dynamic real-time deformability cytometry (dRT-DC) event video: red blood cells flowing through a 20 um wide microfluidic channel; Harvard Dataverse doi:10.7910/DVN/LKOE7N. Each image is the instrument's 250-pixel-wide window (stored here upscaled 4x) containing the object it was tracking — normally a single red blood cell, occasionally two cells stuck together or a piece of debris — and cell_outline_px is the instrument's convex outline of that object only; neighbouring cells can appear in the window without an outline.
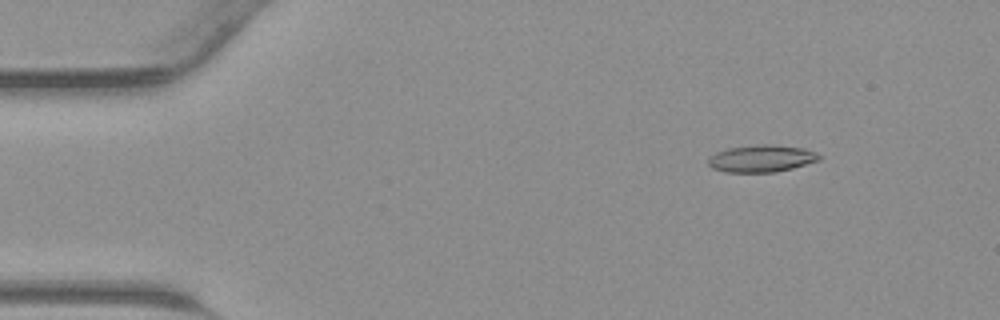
{"species": "common noctule bat (a hibernating species)", "species_latin": "Nyctalus noctula", "temperature_condition": "warm", "stored_images_in_passage": 45, "camera_frame_rate_fps": 3000, "um_per_image_px": 0.085, "animal": {"sex": "male", "body_mass_g": 23.1, "forearm_length_mm": 52.7}, "frame": {"image": 1, "passage_image": 6, "time_ms": 1.667, "image_size_px": [1000, 320], "cell_outline_px": [[820, 160], [792, 168], [776, 172], [724, 172], [712, 168], [708, 164], [708, 160], [716, 152], [728, 148], [756, 144], [772, 144], [804, 148], [816, 152], [820, 156]], "centroid_in_image_um": [64.73, 13.47], "position_along_channel_um": 20.3, "area_um2": 17.57}}
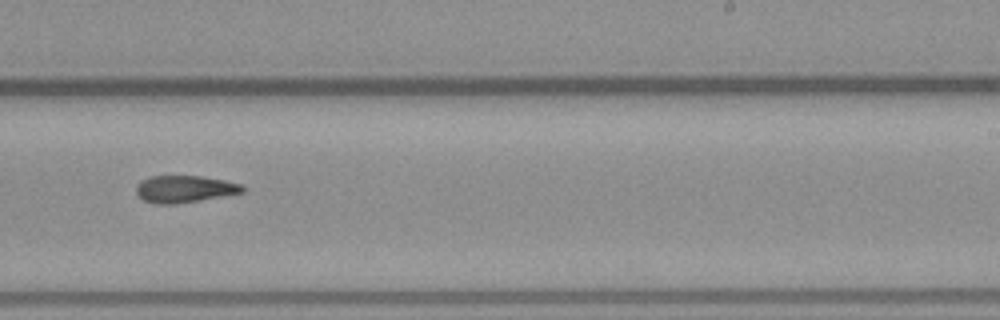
{"frame": {"image": 2, "passage_image": 28, "time_ms": 9.0, "image_size_px": [1000, 320], "cell_outline_px": [[244, 192], [176, 204], [156, 204], [144, 200], [136, 192], [136, 184], [140, 180], [148, 176], [200, 176], [224, 180], [240, 184], [244, 188]], "centroid_in_image_um": [15.63, 16.06], "position_along_channel_um": 273.4, "area_um2": 16.65}}
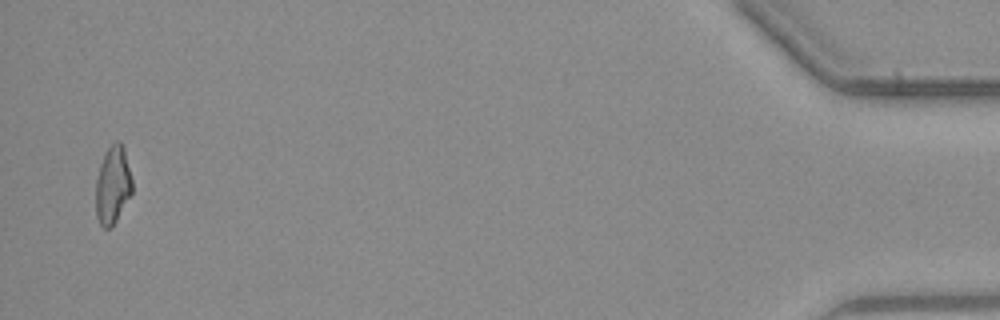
{"frame": {"image": 3, "passage_image": 44, "time_ms": 14.333, "image_size_px": [1000, 320], "cell_outline_px": [[132, 192], [112, 228], [104, 228], [100, 224], [96, 216], [96, 180], [100, 164], [108, 148], [116, 140], [120, 140], [124, 148], [132, 180]], "centroid_in_image_um": [9.58, 15.74], "position_along_channel_um": 425.6, "area_um2": 16.42}}